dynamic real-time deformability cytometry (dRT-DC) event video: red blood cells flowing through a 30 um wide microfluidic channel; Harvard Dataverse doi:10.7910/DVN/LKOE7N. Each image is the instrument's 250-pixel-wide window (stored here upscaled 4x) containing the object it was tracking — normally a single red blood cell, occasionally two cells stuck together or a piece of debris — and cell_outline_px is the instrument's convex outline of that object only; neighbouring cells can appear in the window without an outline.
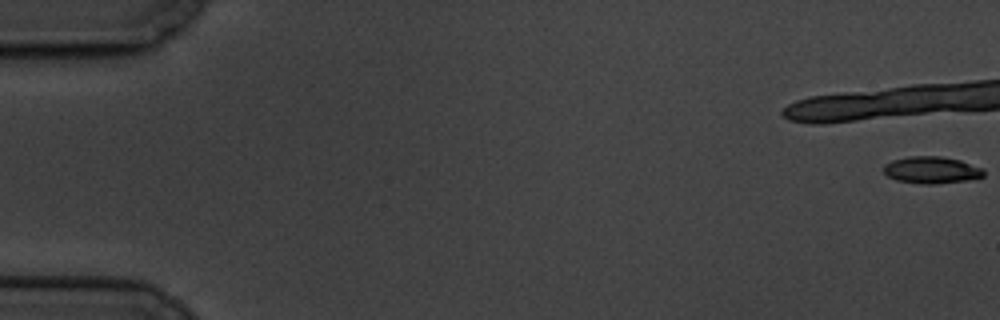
{"species": "common noctule bat (a hibernating species)", "species_latin": "Nyctalus noctula", "temperature_condition": "cold", "stored_images_in_passage": 6, "camera_frame_rate_fps": 3000, "um_per_image_px": 0.085, "animal": {"sex": "male", "body_mass_g": 19.5, "forearm_length_mm": 54.6}, "frame": {"image": 1, "passage_image": 1, "time_ms": 0.0, "image_size_px": [1000, 320], "cell_outline_px": [[984, 176], [968, 180], [936, 184], [924, 184], [896, 180], [888, 176], [884, 172], [884, 164], [892, 160], [908, 156], [940, 156], [960, 160], [984, 168]], "centroid_in_image_um": [79.19, 14.44], "position_along_channel_um": 5.8, "area_um2": 15.78}}